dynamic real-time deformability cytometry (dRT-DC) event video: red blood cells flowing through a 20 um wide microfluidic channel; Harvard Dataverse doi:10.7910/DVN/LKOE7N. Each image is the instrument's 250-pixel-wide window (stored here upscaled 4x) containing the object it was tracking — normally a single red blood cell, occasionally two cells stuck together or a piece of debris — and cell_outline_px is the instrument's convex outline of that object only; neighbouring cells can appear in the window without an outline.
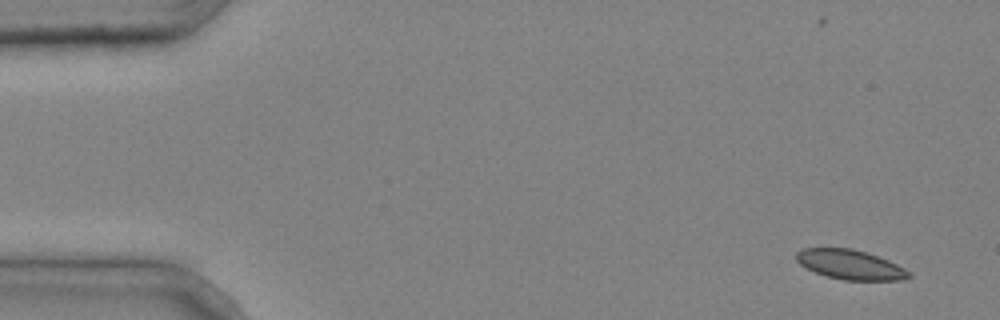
{"species": "common noctule bat (a hibernating species)", "species_latin": "Nyctalus noctula", "temperature_condition": "cold", "stored_images_in_passage": 4, "camera_frame_rate_fps": 3000, "um_per_image_px": 0.085, "animal": {"sex": "male", "body_mass_g": 20.4}, "frame": {"image": 1, "passage_image": 1, "time_ms": 0.0, "image_size_px": [1000, 320], "cell_outline_px": [[912, 276], [900, 280], [844, 280], [824, 276], [800, 264], [796, 260], [796, 252], [804, 248], [852, 248], [888, 260], [904, 268]], "centroid_in_image_um": [72.24, 22.49], "position_along_channel_um": 12.8, "area_um2": 19.19}}
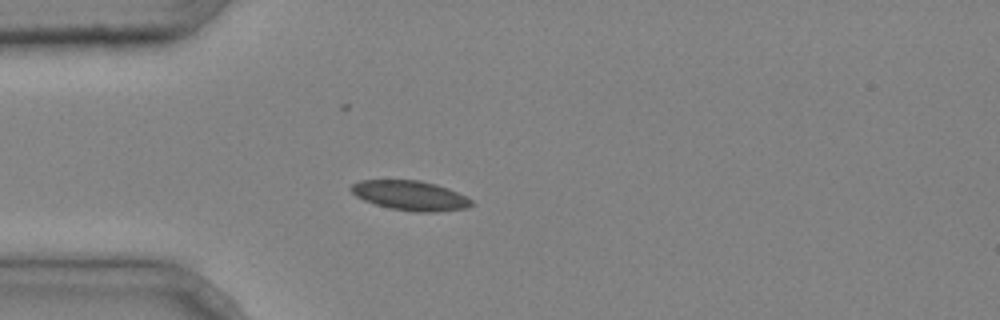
{"frame": {"image": 2, "passage_image": 4, "time_ms": 1.0, "image_size_px": [1000, 320], "cell_outline_px": [[472, 204], [468, 208], [436, 212], [416, 212], [392, 208], [376, 204], [364, 200], [356, 196], [348, 188], [352, 184], [360, 180], [420, 180], [436, 184], [448, 188], [472, 200]], "centroid_in_image_um": [34.86, 16.61], "position_along_channel_um": 50.1, "area_um2": 20.69}}